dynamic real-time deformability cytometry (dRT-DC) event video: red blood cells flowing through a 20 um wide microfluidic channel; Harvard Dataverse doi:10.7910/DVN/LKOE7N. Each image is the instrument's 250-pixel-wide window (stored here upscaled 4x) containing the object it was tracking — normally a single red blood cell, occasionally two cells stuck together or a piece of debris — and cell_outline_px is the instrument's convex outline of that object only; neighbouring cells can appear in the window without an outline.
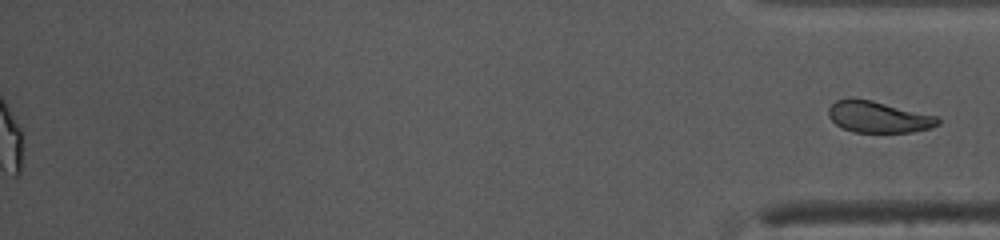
{"species": "common noctule bat (a hibernating species)", "species_latin": "Nyctalus noctula", "temperature_condition": "warm", "stored_images_in_passage": 37, "segment_of_instrument_passage": [2, 2], "camera_frame_rate_fps": 3000, "um_per_image_px": 0.085, "animal": {"sex": "female", "body_mass_g": 10.0, "forearm_length_mm": 53.1}, "frame": {"image": 1, "passage_image": 37, "time_ms": 12.0, "image_size_px": [1000, 240], "cell_outline_px": [[940, 124], [928, 128], [912, 132], [852, 132], [840, 128], [828, 116], [828, 108], [836, 100], [848, 96], [872, 100], [936, 116], [940, 120]], "centroid_in_image_um": [74.59, 9.93], "position_along_channel_um": 360.6, "area_um2": 20.17}}